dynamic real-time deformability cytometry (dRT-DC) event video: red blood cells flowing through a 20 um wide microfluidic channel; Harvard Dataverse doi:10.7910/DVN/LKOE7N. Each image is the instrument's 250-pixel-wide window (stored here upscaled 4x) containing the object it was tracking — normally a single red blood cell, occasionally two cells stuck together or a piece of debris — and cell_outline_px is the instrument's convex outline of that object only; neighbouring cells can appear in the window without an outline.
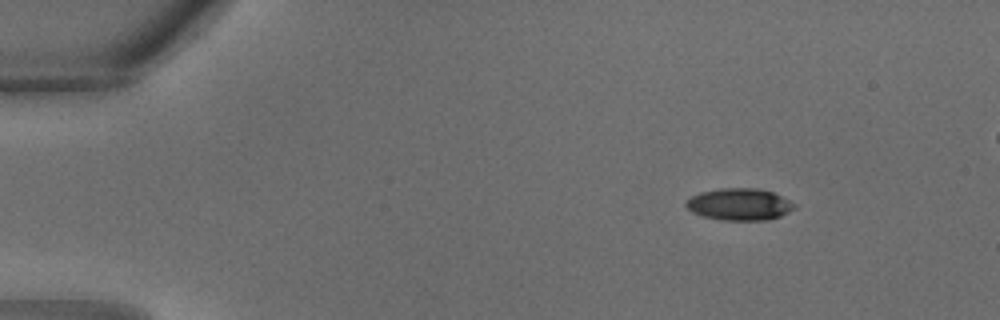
{"species": "common noctule bat (a hibernating species)", "species_latin": "Nyctalus noctula", "temperature_condition": "warm", "stored_images_in_passage": 11, "camera_frame_rate_fps": 3000, "um_per_image_px": 0.085, "animal": {"sex": "male", "body_mass_g": 18.8}, "frame": {"image": 1, "passage_image": 1, "time_ms": 0.0, "image_size_px": [1000, 320], "cell_outline_px": [[796, 208], [780, 216], [768, 220], [724, 220], [704, 216], [692, 212], [684, 204], [692, 196], [700, 192], [720, 188], [756, 188], [772, 192], [796, 204]], "centroid_in_image_um": [62.86, 17.36], "position_along_channel_um": 22.1, "area_um2": 20.0}}
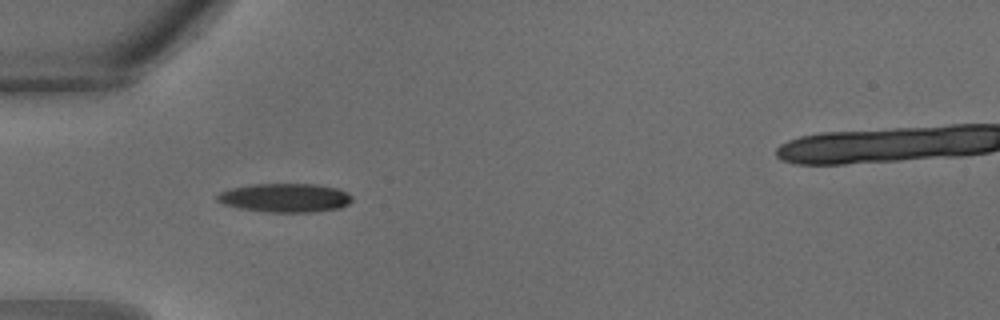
{"frame": {"image": 2, "passage_image": 7, "time_ms": 2.0, "image_size_px": [1000, 320], "cell_outline_px": [[352, 200], [348, 204], [340, 208], [312, 212], [268, 212], [240, 208], [224, 204], [216, 200], [216, 196], [220, 192], [232, 188], [252, 184], [316, 184], [336, 188], [348, 192], [352, 196]], "centroid_in_image_um": [24.25, 16.81], "position_along_channel_um": 60.8, "area_um2": 22.6}}
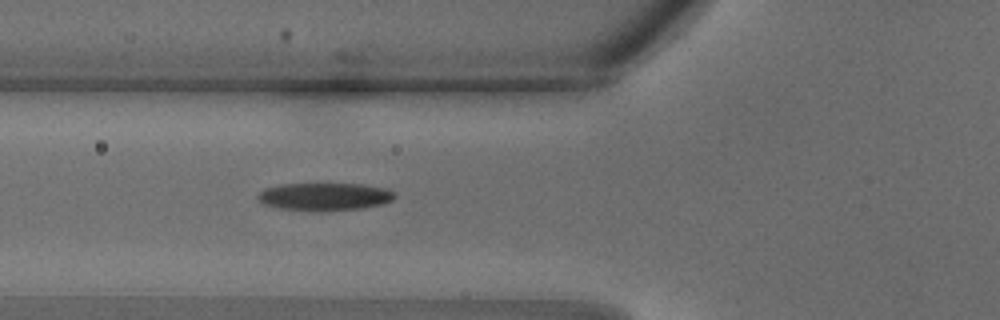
{"frame": {"image": 3, "passage_image": 9, "time_ms": 2.667, "image_size_px": [1000, 320], "cell_outline_px": [[396, 196], [392, 200], [384, 204], [360, 208], [280, 208], [264, 204], [256, 196], [264, 188], [280, 184], [328, 180], [364, 184], [388, 188], [396, 192]], "centroid_in_image_um": [27.65, 16.59], "position_along_channel_um": 98.1, "area_um2": 22.43}}